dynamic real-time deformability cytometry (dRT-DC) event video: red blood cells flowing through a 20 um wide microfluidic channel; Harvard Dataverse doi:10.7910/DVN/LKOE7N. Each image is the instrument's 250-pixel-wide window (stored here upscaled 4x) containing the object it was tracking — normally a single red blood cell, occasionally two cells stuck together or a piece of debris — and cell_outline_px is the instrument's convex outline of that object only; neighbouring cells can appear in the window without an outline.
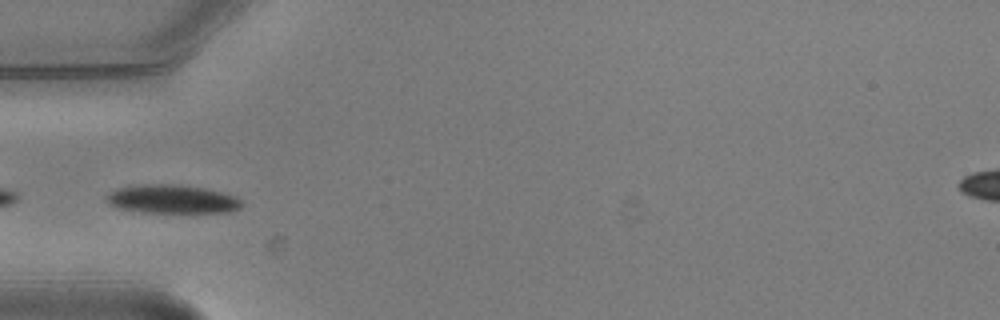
{"species": "common noctule bat (a hibernating species)", "species_latin": "Nyctalus noctula", "temperature_condition": "warm", "stored_images_in_passage": 8, "camera_frame_rate_fps": 3000, "um_per_image_px": 0.085, "animal": {"sex": "male", "body_mass_g": 20.5, "forearm_length_mm": 52.5}, "frame": {"image": 1, "passage_image": 3, "time_ms": 0.667, "image_size_px": [1000, 320], "cell_outline_px": [[244, 204], [240, 208], [228, 212], [140, 212], [116, 208], [108, 204], [104, 200], [104, 196], [108, 192], [116, 188], [144, 184], [180, 184], [204, 188], [236, 196]], "centroid_in_image_um": [14.56, 16.92], "position_along_channel_um": 70.4, "area_um2": 22.83}}
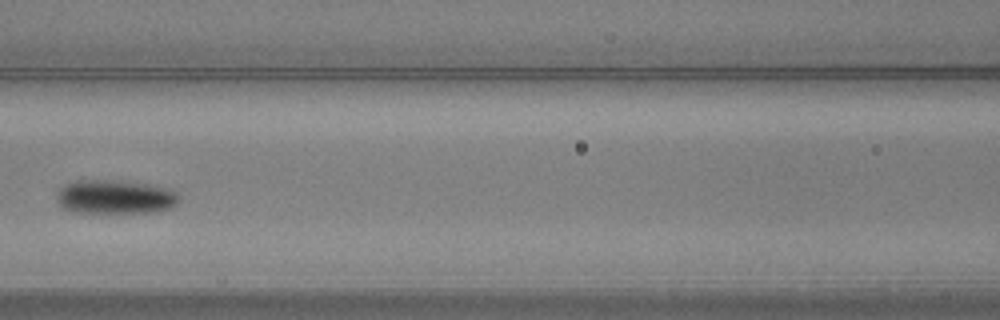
{"frame": {"image": 2, "passage_image": 5, "time_ms": 1.333, "image_size_px": [1000, 320], "cell_outline_px": [[180, 200], [172, 208], [156, 212], [72, 212], [64, 208], [60, 204], [56, 196], [60, 188], [64, 184], [72, 180], [120, 180], [148, 184], [168, 188], [176, 192], [180, 196]], "centroid_in_image_um": [9.8, 16.72], "position_along_channel_um": 156.8, "area_um2": 24.45}}
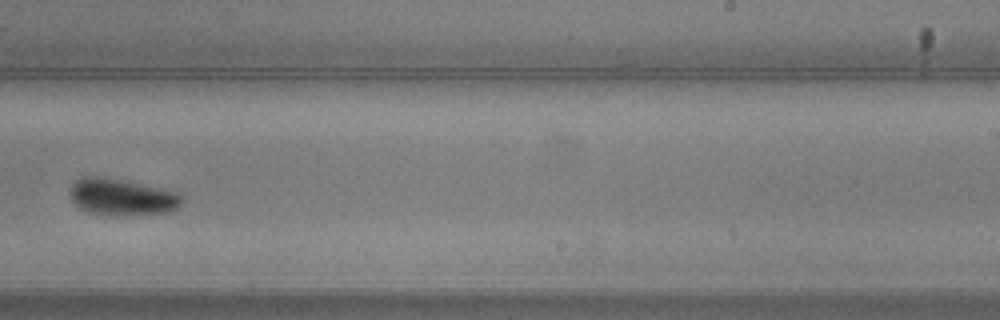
{"frame": {"image": 3, "passage_image": 8, "time_ms": 2.333, "image_size_px": [1000, 320], "cell_outline_px": [[184, 200], [176, 208], [168, 212], [116, 216], [88, 212], [80, 208], [72, 200], [68, 192], [72, 184], [76, 180], [84, 176], [96, 176], [120, 180], [180, 192]], "centroid_in_image_um": [10.34, 16.75], "position_along_channel_um": 278.7, "area_um2": 23.81}}